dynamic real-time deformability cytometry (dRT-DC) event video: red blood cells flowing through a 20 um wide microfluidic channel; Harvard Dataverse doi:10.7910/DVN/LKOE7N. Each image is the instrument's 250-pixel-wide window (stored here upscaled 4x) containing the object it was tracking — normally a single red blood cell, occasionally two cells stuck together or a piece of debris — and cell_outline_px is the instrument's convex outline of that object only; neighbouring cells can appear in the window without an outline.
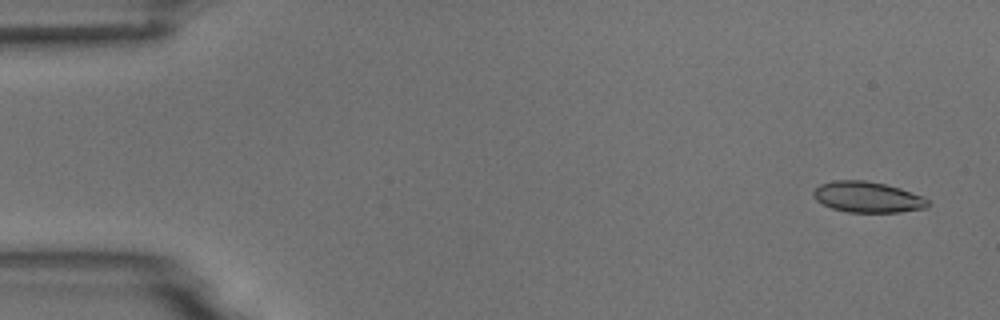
{"species": "common noctule bat (a hibernating species)", "species_latin": "Nyctalus noctula", "temperature_condition": "room temperature", "stored_images_in_passage": 3, "camera_frame_rate_fps": 3000, "um_per_image_px": 0.085, "animal": {"sex": "male", "body_mass_g": 18.8}, "frame": {"image": 1, "passage_image": 1, "time_ms": 0.0, "image_size_px": [1000, 320], "cell_outline_px": [[932, 204], [928, 208], [900, 212], [848, 212], [832, 208], [816, 200], [812, 196], [812, 192], [820, 184], [832, 180], [864, 180], [884, 184], [900, 188], [924, 196]], "centroid_in_image_um": [73.77, 16.75], "position_along_channel_um": 11.2, "area_um2": 20.75}}